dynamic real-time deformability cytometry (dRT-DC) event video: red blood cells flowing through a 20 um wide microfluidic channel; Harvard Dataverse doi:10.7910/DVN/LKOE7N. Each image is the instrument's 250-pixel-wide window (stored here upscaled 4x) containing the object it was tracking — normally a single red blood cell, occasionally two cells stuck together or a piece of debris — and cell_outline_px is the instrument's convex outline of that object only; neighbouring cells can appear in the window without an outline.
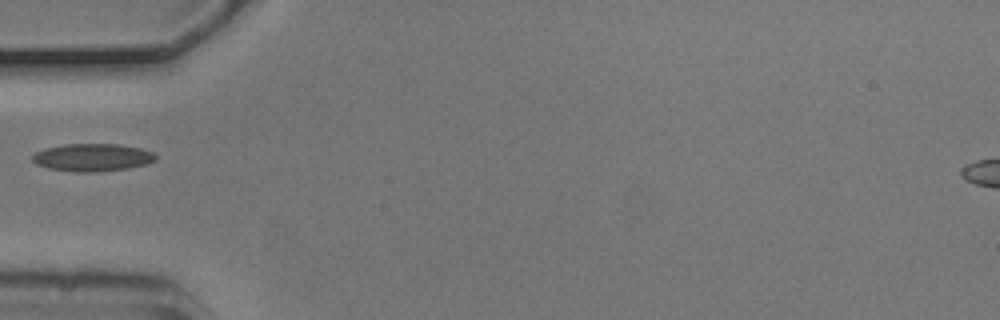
{"species": "common noctule bat (a hibernating species)", "species_latin": "Nyctalus noctula", "temperature_condition": "cold", "stored_images_in_passage": 2, "camera_frame_rate_fps": 3000, "um_per_image_px": 0.085, "animal": {"sex": "male", "body_mass_g": 20.5, "forearm_length_mm": 52.5}, "frame": {"image": 1, "passage_image": 1, "time_ms": 0.0, "image_size_px": [1000, 320], "cell_outline_px": [[156, 160], [144, 164], [128, 168], [96, 172], [76, 172], [48, 168], [36, 164], [32, 160], [32, 156], [36, 152], [44, 148], [64, 144], [116, 144], [140, 148], [152, 152], [156, 156]], "centroid_in_image_um": [7.82, 13.38], "position_along_channel_um": 77.2, "area_um2": 19.77}}
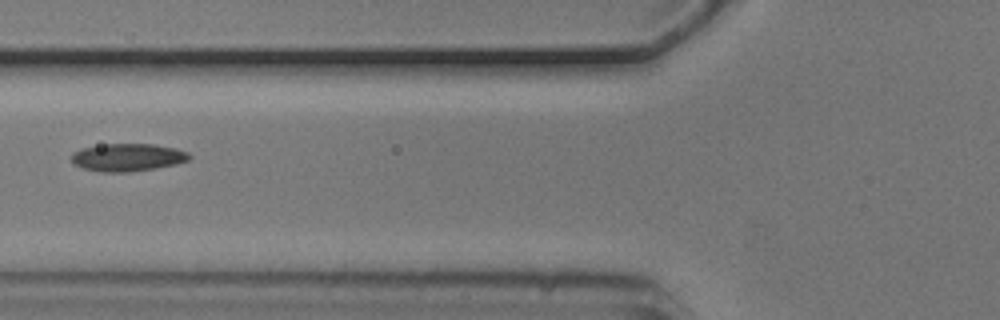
{"frame": {"image": 2, "passage_image": 2, "time_ms": 0.333, "image_size_px": [1000, 320], "cell_outline_px": [[192, 156], [188, 160], [176, 164], [156, 168], [132, 172], [100, 172], [84, 168], [72, 164], [72, 152], [80, 148], [104, 144], [152, 144], [176, 148], [188, 152]], "centroid_in_image_um": [10.84, 13.38], "position_along_channel_um": 115.0, "area_um2": 19.19}}